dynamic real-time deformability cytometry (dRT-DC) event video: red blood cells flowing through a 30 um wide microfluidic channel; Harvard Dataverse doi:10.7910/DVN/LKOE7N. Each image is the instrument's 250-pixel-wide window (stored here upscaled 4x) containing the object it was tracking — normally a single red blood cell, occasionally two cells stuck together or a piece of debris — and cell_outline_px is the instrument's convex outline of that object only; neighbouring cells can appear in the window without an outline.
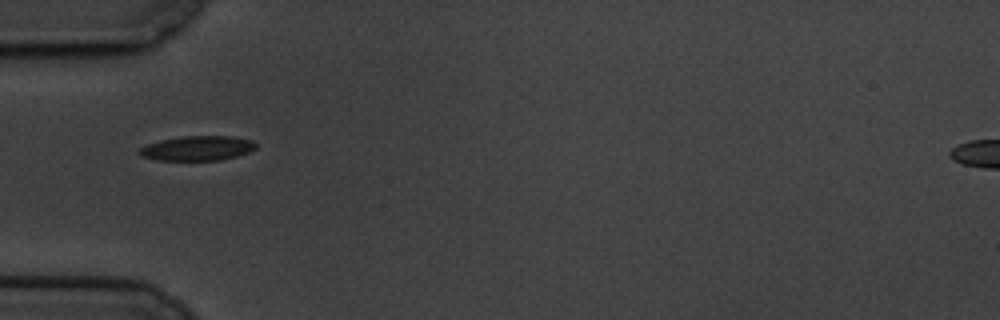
{"species": "common noctule bat (a hibernating species)", "species_latin": "Nyctalus noctula", "temperature_condition": "cold", "stored_images_in_passage": 42, "camera_frame_rate_fps": 3000, "um_per_image_px": 0.085, "animal": {"sex": "male", "body_mass_g": 19.5, "forearm_length_mm": 54.6}, "frame": {"image": 1, "passage_image": 1, "time_ms": 0.0, "image_size_px": [1000, 320], "cell_outline_px": [[256, 148], [248, 152], [236, 156], [220, 160], [160, 160], [140, 156], [136, 152], [140, 148], [148, 144], [160, 140], [180, 136], [232, 136], [252, 140], [256, 144]], "centroid_in_image_um": [16.76, 12.59], "position_along_channel_um": 68.2, "area_um2": 16.76}}
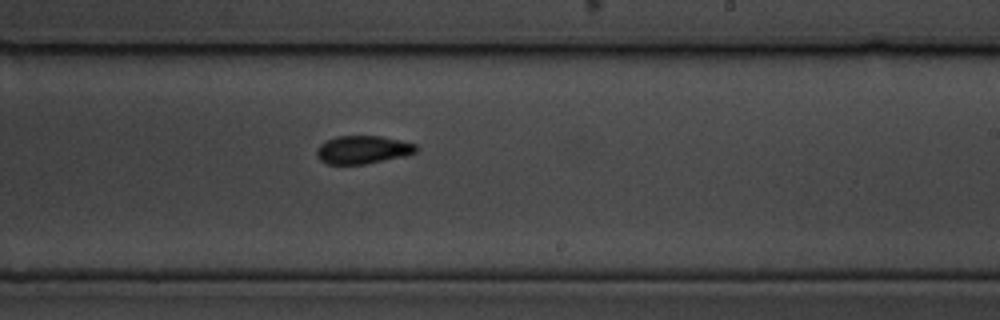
{"frame": {"image": 2, "passage_image": 18, "time_ms": 5.667, "image_size_px": [1000, 320], "cell_outline_px": [[416, 152], [404, 156], [364, 164], [328, 164], [320, 160], [316, 156], [316, 148], [320, 144], [336, 136], [380, 136], [400, 140], [416, 144]], "centroid_in_image_um": [30.8, 12.72], "position_along_channel_um": 258.2, "area_um2": 16.18}}
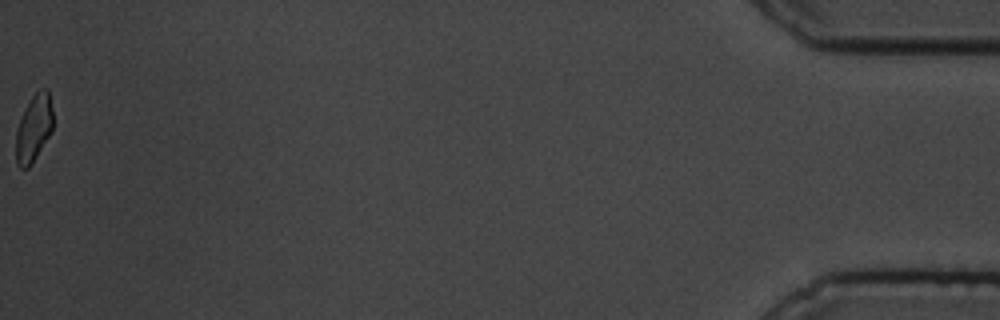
{"frame": {"image": 3, "passage_image": 42, "time_ms": 13.667, "image_size_px": [1000, 320], "cell_outline_px": [[52, 132], [32, 164], [28, 168], [20, 168], [16, 164], [16, 132], [20, 120], [32, 96], [40, 88], [48, 88], [52, 112]], "centroid_in_image_um": [2.88, 10.92], "position_along_channel_um": 432.3, "area_um2": 14.39}, "authors_computed_cell_mechanics": {"area_um2": 16.0684, "velocity_mm_per_s": 3.3687, "shape_relaxation_time_tau1_ms": 2.7351, "shape_relaxation_time_tau2_ms": 3.2875, "deformation_change_tau1": 0.0962, "deformation_change_tau2": 0.0772}}